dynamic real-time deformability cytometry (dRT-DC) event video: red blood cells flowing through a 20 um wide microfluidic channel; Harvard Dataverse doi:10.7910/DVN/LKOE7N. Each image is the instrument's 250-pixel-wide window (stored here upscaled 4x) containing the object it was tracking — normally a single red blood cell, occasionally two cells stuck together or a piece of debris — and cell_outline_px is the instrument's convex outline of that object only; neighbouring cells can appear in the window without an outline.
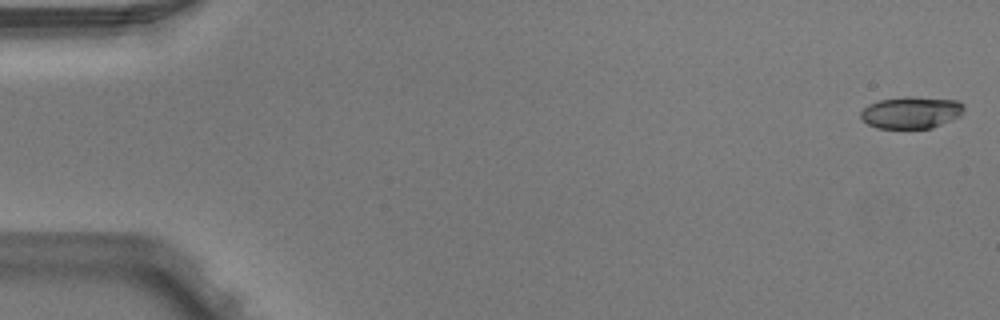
{"species": "Egyptian fruit bat (a non-hibernating species)", "species_latin": "Rousettus aegyptiacus", "temperature_condition": "warm", "stored_images_in_passage": 3, "camera_frame_rate_fps": 3000, "um_per_image_px": 0.085, "animal": {"sex": "male"}, "frame": {"image": 1, "passage_image": 1, "time_ms": 0.0, "image_size_px": [1000, 320], "cell_outline_px": [[964, 108], [960, 116], [932, 128], [876, 128], [868, 124], [860, 116], [860, 112], [868, 104], [880, 100], [904, 96], [912, 96], [960, 100], [964, 104]], "centroid_in_image_um": [77.47, 9.55], "position_along_channel_um": 7.5, "area_um2": 19.36}}